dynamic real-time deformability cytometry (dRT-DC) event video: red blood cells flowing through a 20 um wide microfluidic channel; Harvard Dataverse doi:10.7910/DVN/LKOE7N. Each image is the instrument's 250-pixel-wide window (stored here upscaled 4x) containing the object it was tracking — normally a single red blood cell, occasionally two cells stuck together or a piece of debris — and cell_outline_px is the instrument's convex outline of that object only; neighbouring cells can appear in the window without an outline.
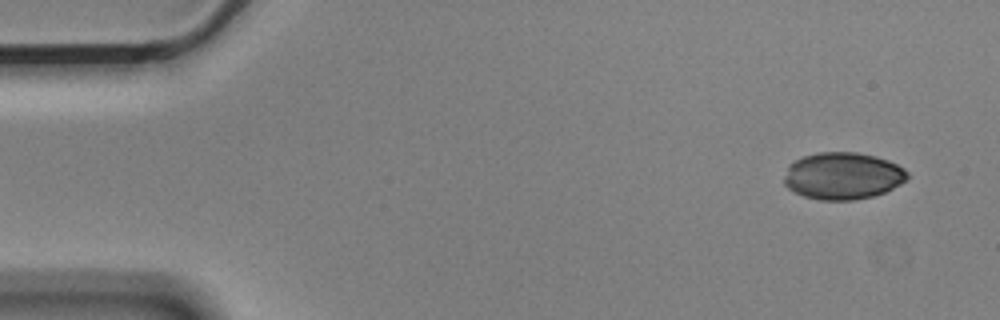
{"species": "Egyptian fruit bat (a non-hibernating species)", "species_latin": "Rousettus aegyptiacus", "temperature_condition": "cold", "stored_images_in_passage": 53, "camera_frame_rate_fps": 3000, "um_per_image_px": 0.085, "animal": {"sex": "male"}, "frame": {"image": 1, "passage_image": 1, "time_ms": 0.0, "image_size_px": [1000, 320], "cell_outline_px": [[908, 176], [900, 184], [884, 192], [872, 196], [852, 200], [820, 200], [804, 196], [788, 188], [784, 184], [784, 176], [788, 164], [804, 156], [816, 152], [856, 152], [876, 156], [888, 160], [904, 168], [908, 172]], "centroid_in_image_um": [71.62, 14.94], "position_along_channel_um": 13.4, "area_um2": 33.76}}
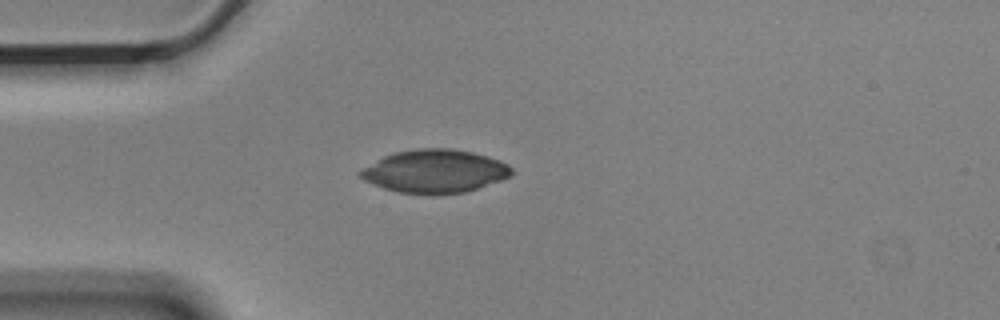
{"frame": {"image": 2, "passage_image": 12, "time_ms": 3.667, "image_size_px": [1000, 320], "cell_outline_px": [[512, 176], [464, 192], [400, 192], [384, 188], [364, 180], [356, 172], [360, 168], [384, 156], [396, 152], [416, 148], [452, 148], [472, 152], [488, 156], [500, 160], [508, 164], [512, 168]], "centroid_in_image_um": [36.94, 14.51], "position_along_channel_um": 48.1, "area_um2": 37.45}}